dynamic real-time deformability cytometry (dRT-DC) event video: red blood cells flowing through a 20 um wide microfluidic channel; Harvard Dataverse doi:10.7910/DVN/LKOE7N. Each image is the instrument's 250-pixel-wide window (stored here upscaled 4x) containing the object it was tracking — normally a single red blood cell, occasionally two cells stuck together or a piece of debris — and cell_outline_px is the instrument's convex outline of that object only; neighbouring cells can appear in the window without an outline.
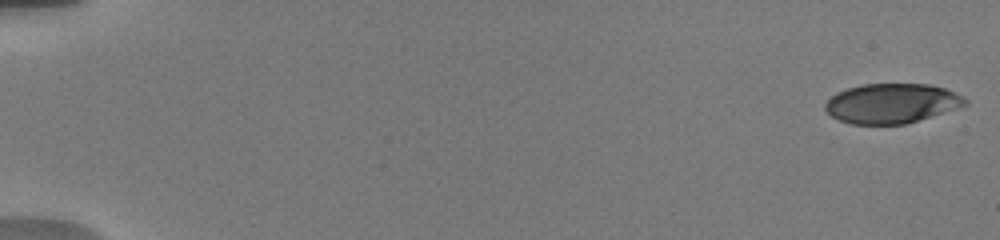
{"species": "human", "species_latin": "Homo sapiens", "temperature_condition": "warm", "stored_images_in_passage": 16, "camera_frame_rate_fps": 3000, "um_per_image_px": 0.085, "donor": {"sex": "male"}, "frame": {"image": 1, "passage_image": 1, "time_ms": 0.0, "image_size_px": [1000, 240], "cell_outline_px": [[968, 104], [956, 108], [904, 124], [852, 124], [840, 120], [832, 116], [824, 108], [824, 104], [836, 92], [860, 84], [928, 84], [944, 88], [956, 92], [964, 96], [968, 100]], "centroid_in_image_um": [75.79, 8.77], "position_along_channel_um": 9.2, "area_um2": 32.19}}
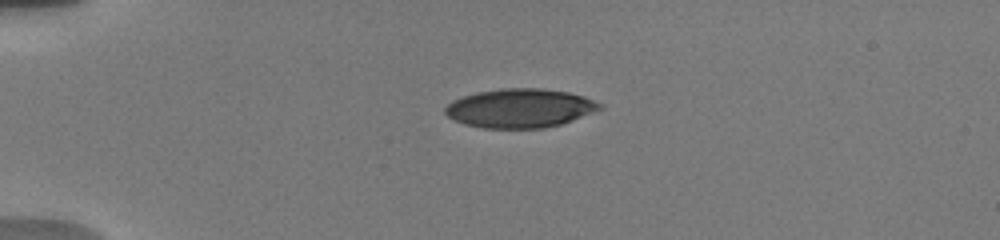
{"frame": {"image": 2, "passage_image": 10, "time_ms": 4.333, "image_size_px": [1000, 240], "cell_outline_px": [[604, 108], [572, 120], [560, 124], [544, 128], [484, 128], [464, 124], [448, 116], [444, 112], [444, 108], [452, 100], [476, 92], [500, 88], [540, 88], [568, 92], [584, 96], [604, 104]], "centroid_in_image_um": [44.21, 9.19], "position_along_channel_um": 40.8, "area_um2": 35.14}}
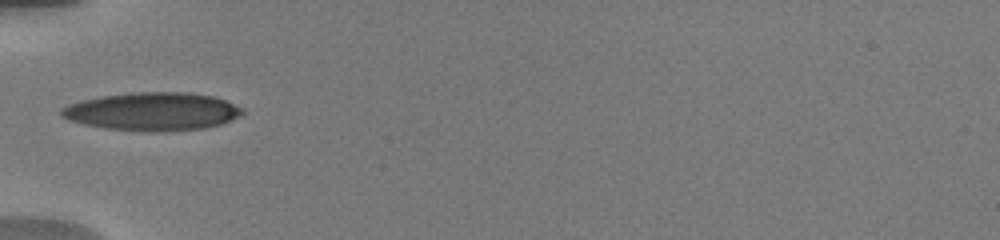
{"frame": {"image": 3, "passage_image": 14, "time_ms": 6.333, "image_size_px": [1000, 240], "cell_outline_px": [[244, 112], [240, 116], [224, 124], [204, 128], [148, 132], [104, 128], [84, 124], [60, 116], [60, 108], [68, 104], [80, 100], [100, 96], [132, 92], [188, 92], [212, 96], [224, 100], [244, 108]], "centroid_in_image_um": [12.96, 9.47], "position_along_channel_um": 72.0, "area_um2": 40.4}}